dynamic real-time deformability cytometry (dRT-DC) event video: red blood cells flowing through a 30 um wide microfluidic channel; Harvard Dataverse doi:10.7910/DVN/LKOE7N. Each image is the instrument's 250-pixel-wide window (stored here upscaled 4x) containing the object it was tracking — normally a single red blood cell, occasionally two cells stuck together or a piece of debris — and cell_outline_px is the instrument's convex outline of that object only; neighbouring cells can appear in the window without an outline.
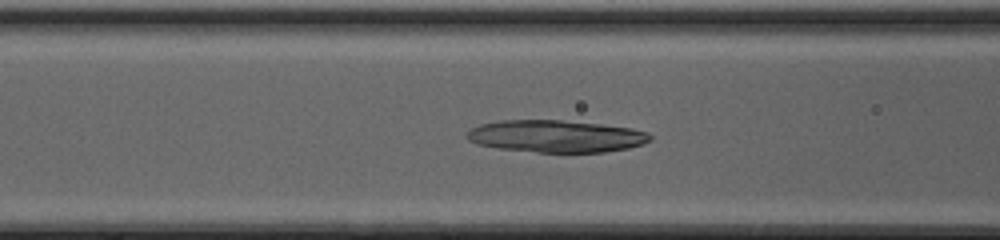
{"species": "common noctule bat (a hibernating species)", "species_latin": "Nyctalus noctula", "temperature_condition": "cold", "stored_images_in_passage": 33, "camera_frame_rate_fps": 3000, "um_per_image_px": 0.085, "animal": {"sex": "female", "body_mass_g": 20.0, "forearm_length_mm": 54.0}, "frame": {"image": 1, "passage_image": 22, "time_ms": 7.0, "image_size_px": [1000, 240], "cell_outline_px": [[652, 140], [644, 144], [628, 148], [604, 152], [536, 152], [500, 148], [476, 144], [468, 140], [464, 136], [472, 128], [480, 124], [500, 120], [560, 120], [600, 124], [632, 128], [648, 132], [652, 136]], "centroid_in_image_um": [47.27, 11.58], "position_along_channel_um": 119.3, "area_um2": 34.45}}
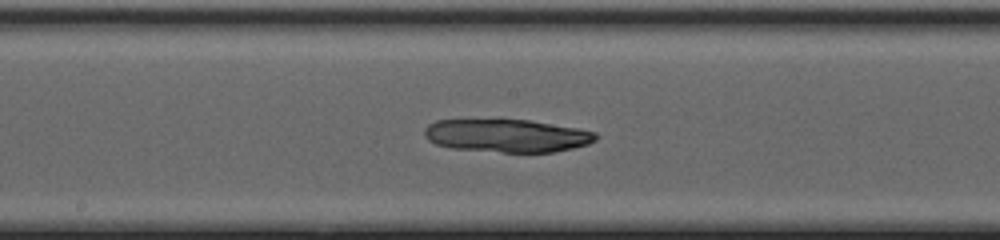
{"frame": {"image": 2, "passage_image": 28, "time_ms": 9.0, "image_size_px": [1000, 240], "cell_outline_px": [[600, 136], [596, 140], [588, 144], [572, 148], [552, 152], [504, 152], [452, 148], [436, 144], [428, 140], [424, 136], [424, 128], [428, 124], [436, 120], [500, 116], [528, 120], [580, 128], [596, 132]], "centroid_in_image_um": [43.05, 11.47], "position_along_channel_um": 205.2, "area_um2": 34.28}}
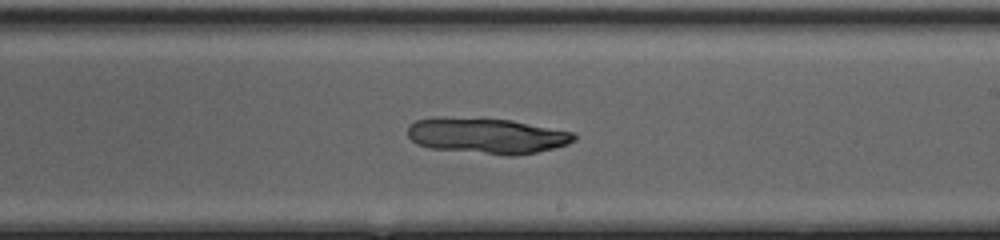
{"frame": {"image": 3, "passage_image": 31, "time_ms": 10.0, "image_size_px": [1000, 240], "cell_outline_px": [[576, 140], [568, 144], [536, 152], [516, 156], [508, 156], [432, 148], [416, 144], [408, 136], [408, 124], [416, 120], [432, 116], [484, 116], [512, 120], [572, 132], [576, 136]], "centroid_in_image_um": [41.32, 11.5], "position_along_channel_um": 247.7, "area_um2": 35.49}}